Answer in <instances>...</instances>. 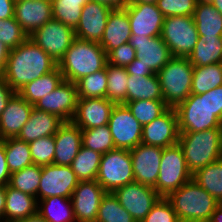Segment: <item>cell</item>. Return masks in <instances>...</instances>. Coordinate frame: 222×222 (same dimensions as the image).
Returning a JSON list of instances; mask_svg holds the SVG:
<instances>
[{
  "mask_svg": "<svg viewBox=\"0 0 222 222\" xmlns=\"http://www.w3.org/2000/svg\"><path fill=\"white\" fill-rule=\"evenodd\" d=\"M57 66L58 63L28 37L22 44L10 50L2 77L18 92L27 83L53 71Z\"/></svg>",
  "mask_w": 222,
  "mask_h": 222,
  "instance_id": "cell-1",
  "label": "cell"
},
{
  "mask_svg": "<svg viewBox=\"0 0 222 222\" xmlns=\"http://www.w3.org/2000/svg\"><path fill=\"white\" fill-rule=\"evenodd\" d=\"M107 53L97 42L75 38L58 63L64 80L76 83L82 77L106 67Z\"/></svg>",
  "mask_w": 222,
  "mask_h": 222,
  "instance_id": "cell-2",
  "label": "cell"
},
{
  "mask_svg": "<svg viewBox=\"0 0 222 222\" xmlns=\"http://www.w3.org/2000/svg\"><path fill=\"white\" fill-rule=\"evenodd\" d=\"M166 199L179 222H208L217 207V200L193 179L171 192Z\"/></svg>",
  "mask_w": 222,
  "mask_h": 222,
  "instance_id": "cell-3",
  "label": "cell"
},
{
  "mask_svg": "<svg viewBox=\"0 0 222 222\" xmlns=\"http://www.w3.org/2000/svg\"><path fill=\"white\" fill-rule=\"evenodd\" d=\"M178 144L183 151L188 170L194 174L222 158V128L179 132Z\"/></svg>",
  "mask_w": 222,
  "mask_h": 222,
  "instance_id": "cell-4",
  "label": "cell"
},
{
  "mask_svg": "<svg viewBox=\"0 0 222 222\" xmlns=\"http://www.w3.org/2000/svg\"><path fill=\"white\" fill-rule=\"evenodd\" d=\"M194 66L188 57H172L157 73L163 101L175 108L191 95Z\"/></svg>",
  "mask_w": 222,
  "mask_h": 222,
  "instance_id": "cell-5",
  "label": "cell"
},
{
  "mask_svg": "<svg viewBox=\"0 0 222 222\" xmlns=\"http://www.w3.org/2000/svg\"><path fill=\"white\" fill-rule=\"evenodd\" d=\"M179 132H197L222 128V121L213 114L209 94H191L175 107Z\"/></svg>",
  "mask_w": 222,
  "mask_h": 222,
  "instance_id": "cell-6",
  "label": "cell"
},
{
  "mask_svg": "<svg viewBox=\"0 0 222 222\" xmlns=\"http://www.w3.org/2000/svg\"><path fill=\"white\" fill-rule=\"evenodd\" d=\"M96 181L106 192L112 193L134 182L130 151L115 148L102 154Z\"/></svg>",
  "mask_w": 222,
  "mask_h": 222,
  "instance_id": "cell-7",
  "label": "cell"
},
{
  "mask_svg": "<svg viewBox=\"0 0 222 222\" xmlns=\"http://www.w3.org/2000/svg\"><path fill=\"white\" fill-rule=\"evenodd\" d=\"M192 179L180 145L177 143L163 148L156 191L161 197H167L183 184Z\"/></svg>",
  "mask_w": 222,
  "mask_h": 222,
  "instance_id": "cell-8",
  "label": "cell"
},
{
  "mask_svg": "<svg viewBox=\"0 0 222 222\" xmlns=\"http://www.w3.org/2000/svg\"><path fill=\"white\" fill-rule=\"evenodd\" d=\"M161 37L172 57H188L199 37L193 16L164 17Z\"/></svg>",
  "mask_w": 222,
  "mask_h": 222,
  "instance_id": "cell-9",
  "label": "cell"
},
{
  "mask_svg": "<svg viewBox=\"0 0 222 222\" xmlns=\"http://www.w3.org/2000/svg\"><path fill=\"white\" fill-rule=\"evenodd\" d=\"M29 38L55 62L59 63L76 37L73 28L52 18L31 34Z\"/></svg>",
  "mask_w": 222,
  "mask_h": 222,
  "instance_id": "cell-10",
  "label": "cell"
},
{
  "mask_svg": "<svg viewBox=\"0 0 222 222\" xmlns=\"http://www.w3.org/2000/svg\"><path fill=\"white\" fill-rule=\"evenodd\" d=\"M115 148L131 150L141 143L142 125L126 104H115L108 122Z\"/></svg>",
  "mask_w": 222,
  "mask_h": 222,
  "instance_id": "cell-11",
  "label": "cell"
},
{
  "mask_svg": "<svg viewBox=\"0 0 222 222\" xmlns=\"http://www.w3.org/2000/svg\"><path fill=\"white\" fill-rule=\"evenodd\" d=\"M113 194L136 222H141L161 198L153 187L135 181L117 188Z\"/></svg>",
  "mask_w": 222,
  "mask_h": 222,
  "instance_id": "cell-12",
  "label": "cell"
},
{
  "mask_svg": "<svg viewBox=\"0 0 222 222\" xmlns=\"http://www.w3.org/2000/svg\"><path fill=\"white\" fill-rule=\"evenodd\" d=\"M78 182L71 166L56 164L42 166L37 201L52 196L71 198Z\"/></svg>",
  "mask_w": 222,
  "mask_h": 222,
  "instance_id": "cell-13",
  "label": "cell"
},
{
  "mask_svg": "<svg viewBox=\"0 0 222 222\" xmlns=\"http://www.w3.org/2000/svg\"><path fill=\"white\" fill-rule=\"evenodd\" d=\"M127 10L131 37L161 36L164 16L156 3L129 2Z\"/></svg>",
  "mask_w": 222,
  "mask_h": 222,
  "instance_id": "cell-14",
  "label": "cell"
},
{
  "mask_svg": "<svg viewBox=\"0 0 222 222\" xmlns=\"http://www.w3.org/2000/svg\"><path fill=\"white\" fill-rule=\"evenodd\" d=\"M78 102L76 83L63 80L51 93L40 99L34 107L58 116L64 122L72 121Z\"/></svg>",
  "mask_w": 222,
  "mask_h": 222,
  "instance_id": "cell-15",
  "label": "cell"
},
{
  "mask_svg": "<svg viewBox=\"0 0 222 222\" xmlns=\"http://www.w3.org/2000/svg\"><path fill=\"white\" fill-rule=\"evenodd\" d=\"M131 154L134 181L156 190L163 148L159 146L138 144L129 150Z\"/></svg>",
  "mask_w": 222,
  "mask_h": 222,
  "instance_id": "cell-16",
  "label": "cell"
},
{
  "mask_svg": "<svg viewBox=\"0 0 222 222\" xmlns=\"http://www.w3.org/2000/svg\"><path fill=\"white\" fill-rule=\"evenodd\" d=\"M105 194L96 180L79 181L71 196L76 222H95Z\"/></svg>",
  "mask_w": 222,
  "mask_h": 222,
  "instance_id": "cell-17",
  "label": "cell"
},
{
  "mask_svg": "<svg viewBox=\"0 0 222 222\" xmlns=\"http://www.w3.org/2000/svg\"><path fill=\"white\" fill-rule=\"evenodd\" d=\"M178 117L175 108H169L160 117L142 126L141 143L162 148L178 143Z\"/></svg>",
  "mask_w": 222,
  "mask_h": 222,
  "instance_id": "cell-18",
  "label": "cell"
},
{
  "mask_svg": "<svg viewBox=\"0 0 222 222\" xmlns=\"http://www.w3.org/2000/svg\"><path fill=\"white\" fill-rule=\"evenodd\" d=\"M111 8L89 0L83 7L75 30L78 39L100 43Z\"/></svg>",
  "mask_w": 222,
  "mask_h": 222,
  "instance_id": "cell-19",
  "label": "cell"
},
{
  "mask_svg": "<svg viewBox=\"0 0 222 222\" xmlns=\"http://www.w3.org/2000/svg\"><path fill=\"white\" fill-rule=\"evenodd\" d=\"M14 18L30 36L53 18L51 0L15 1Z\"/></svg>",
  "mask_w": 222,
  "mask_h": 222,
  "instance_id": "cell-20",
  "label": "cell"
},
{
  "mask_svg": "<svg viewBox=\"0 0 222 222\" xmlns=\"http://www.w3.org/2000/svg\"><path fill=\"white\" fill-rule=\"evenodd\" d=\"M130 44L136 50V59L157 74L172 58L169 47L161 36L131 37Z\"/></svg>",
  "mask_w": 222,
  "mask_h": 222,
  "instance_id": "cell-21",
  "label": "cell"
},
{
  "mask_svg": "<svg viewBox=\"0 0 222 222\" xmlns=\"http://www.w3.org/2000/svg\"><path fill=\"white\" fill-rule=\"evenodd\" d=\"M114 105L107 98H78L72 122L81 130L107 125Z\"/></svg>",
  "mask_w": 222,
  "mask_h": 222,
  "instance_id": "cell-22",
  "label": "cell"
},
{
  "mask_svg": "<svg viewBox=\"0 0 222 222\" xmlns=\"http://www.w3.org/2000/svg\"><path fill=\"white\" fill-rule=\"evenodd\" d=\"M34 105L29 104L17 92L10 98L0 115V134L3 139L16 138L29 120Z\"/></svg>",
  "mask_w": 222,
  "mask_h": 222,
  "instance_id": "cell-23",
  "label": "cell"
},
{
  "mask_svg": "<svg viewBox=\"0 0 222 222\" xmlns=\"http://www.w3.org/2000/svg\"><path fill=\"white\" fill-rule=\"evenodd\" d=\"M54 164L70 166L82 146L81 129L72 121L64 122L54 135Z\"/></svg>",
  "mask_w": 222,
  "mask_h": 222,
  "instance_id": "cell-24",
  "label": "cell"
},
{
  "mask_svg": "<svg viewBox=\"0 0 222 222\" xmlns=\"http://www.w3.org/2000/svg\"><path fill=\"white\" fill-rule=\"evenodd\" d=\"M131 26L125 8L112 9L109 13L100 45L108 54L120 45L130 42Z\"/></svg>",
  "mask_w": 222,
  "mask_h": 222,
  "instance_id": "cell-25",
  "label": "cell"
},
{
  "mask_svg": "<svg viewBox=\"0 0 222 222\" xmlns=\"http://www.w3.org/2000/svg\"><path fill=\"white\" fill-rule=\"evenodd\" d=\"M63 123L64 121L58 116L33 107L29 120L16 138L29 143L42 137L52 136Z\"/></svg>",
  "mask_w": 222,
  "mask_h": 222,
  "instance_id": "cell-26",
  "label": "cell"
},
{
  "mask_svg": "<svg viewBox=\"0 0 222 222\" xmlns=\"http://www.w3.org/2000/svg\"><path fill=\"white\" fill-rule=\"evenodd\" d=\"M36 197L6 185L4 222H15L37 213Z\"/></svg>",
  "mask_w": 222,
  "mask_h": 222,
  "instance_id": "cell-27",
  "label": "cell"
},
{
  "mask_svg": "<svg viewBox=\"0 0 222 222\" xmlns=\"http://www.w3.org/2000/svg\"><path fill=\"white\" fill-rule=\"evenodd\" d=\"M134 100H163L157 74L146 77L128 74L127 102Z\"/></svg>",
  "mask_w": 222,
  "mask_h": 222,
  "instance_id": "cell-28",
  "label": "cell"
},
{
  "mask_svg": "<svg viewBox=\"0 0 222 222\" xmlns=\"http://www.w3.org/2000/svg\"><path fill=\"white\" fill-rule=\"evenodd\" d=\"M188 59L193 66L222 63V36H199Z\"/></svg>",
  "mask_w": 222,
  "mask_h": 222,
  "instance_id": "cell-29",
  "label": "cell"
},
{
  "mask_svg": "<svg viewBox=\"0 0 222 222\" xmlns=\"http://www.w3.org/2000/svg\"><path fill=\"white\" fill-rule=\"evenodd\" d=\"M37 213L47 222H76L71 198L52 196L38 200Z\"/></svg>",
  "mask_w": 222,
  "mask_h": 222,
  "instance_id": "cell-30",
  "label": "cell"
},
{
  "mask_svg": "<svg viewBox=\"0 0 222 222\" xmlns=\"http://www.w3.org/2000/svg\"><path fill=\"white\" fill-rule=\"evenodd\" d=\"M63 80V75L57 66L53 71L27 83L17 93L29 104L35 105L45 95L55 90Z\"/></svg>",
  "mask_w": 222,
  "mask_h": 222,
  "instance_id": "cell-31",
  "label": "cell"
},
{
  "mask_svg": "<svg viewBox=\"0 0 222 222\" xmlns=\"http://www.w3.org/2000/svg\"><path fill=\"white\" fill-rule=\"evenodd\" d=\"M193 18L199 36H222V14L212 3L198 1Z\"/></svg>",
  "mask_w": 222,
  "mask_h": 222,
  "instance_id": "cell-32",
  "label": "cell"
},
{
  "mask_svg": "<svg viewBox=\"0 0 222 222\" xmlns=\"http://www.w3.org/2000/svg\"><path fill=\"white\" fill-rule=\"evenodd\" d=\"M222 85V63L194 66L191 94H203Z\"/></svg>",
  "mask_w": 222,
  "mask_h": 222,
  "instance_id": "cell-33",
  "label": "cell"
},
{
  "mask_svg": "<svg viewBox=\"0 0 222 222\" xmlns=\"http://www.w3.org/2000/svg\"><path fill=\"white\" fill-rule=\"evenodd\" d=\"M102 154L81 146L71 163V169L78 181L96 180Z\"/></svg>",
  "mask_w": 222,
  "mask_h": 222,
  "instance_id": "cell-34",
  "label": "cell"
},
{
  "mask_svg": "<svg viewBox=\"0 0 222 222\" xmlns=\"http://www.w3.org/2000/svg\"><path fill=\"white\" fill-rule=\"evenodd\" d=\"M192 179L219 200L222 197V158L197 170Z\"/></svg>",
  "mask_w": 222,
  "mask_h": 222,
  "instance_id": "cell-35",
  "label": "cell"
},
{
  "mask_svg": "<svg viewBox=\"0 0 222 222\" xmlns=\"http://www.w3.org/2000/svg\"><path fill=\"white\" fill-rule=\"evenodd\" d=\"M107 72V92L106 98L115 104H125L127 102L128 73L125 67L106 64Z\"/></svg>",
  "mask_w": 222,
  "mask_h": 222,
  "instance_id": "cell-36",
  "label": "cell"
},
{
  "mask_svg": "<svg viewBox=\"0 0 222 222\" xmlns=\"http://www.w3.org/2000/svg\"><path fill=\"white\" fill-rule=\"evenodd\" d=\"M4 146L10 173L20 171L33 164L29 143L17 138H6Z\"/></svg>",
  "mask_w": 222,
  "mask_h": 222,
  "instance_id": "cell-37",
  "label": "cell"
},
{
  "mask_svg": "<svg viewBox=\"0 0 222 222\" xmlns=\"http://www.w3.org/2000/svg\"><path fill=\"white\" fill-rule=\"evenodd\" d=\"M41 173L42 167L32 164L20 171L11 173L8 185L16 190L32 195L37 199Z\"/></svg>",
  "mask_w": 222,
  "mask_h": 222,
  "instance_id": "cell-38",
  "label": "cell"
},
{
  "mask_svg": "<svg viewBox=\"0 0 222 222\" xmlns=\"http://www.w3.org/2000/svg\"><path fill=\"white\" fill-rule=\"evenodd\" d=\"M76 85L78 98H106L108 85L106 67L82 77Z\"/></svg>",
  "mask_w": 222,
  "mask_h": 222,
  "instance_id": "cell-39",
  "label": "cell"
},
{
  "mask_svg": "<svg viewBox=\"0 0 222 222\" xmlns=\"http://www.w3.org/2000/svg\"><path fill=\"white\" fill-rule=\"evenodd\" d=\"M125 104L142 126L160 117L170 108L163 100H134Z\"/></svg>",
  "mask_w": 222,
  "mask_h": 222,
  "instance_id": "cell-40",
  "label": "cell"
},
{
  "mask_svg": "<svg viewBox=\"0 0 222 222\" xmlns=\"http://www.w3.org/2000/svg\"><path fill=\"white\" fill-rule=\"evenodd\" d=\"M95 222H136L112 192L103 196Z\"/></svg>",
  "mask_w": 222,
  "mask_h": 222,
  "instance_id": "cell-41",
  "label": "cell"
},
{
  "mask_svg": "<svg viewBox=\"0 0 222 222\" xmlns=\"http://www.w3.org/2000/svg\"><path fill=\"white\" fill-rule=\"evenodd\" d=\"M89 0H51L53 19L75 29L81 17L82 7Z\"/></svg>",
  "mask_w": 222,
  "mask_h": 222,
  "instance_id": "cell-42",
  "label": "cell"
},
{
  "mask_svg": "<svg viewBox=\"0 0 222 222\" xmlns=\"http://www.w3.org/2000/svg\"><path fill=\"white\" fill-rule=\"evenodd\" d=\"M82 146L104 154L115 149L108 125L81 130Z\"/></svg>",
  "mask_w": 222,
  "mask_h": 222,
  "instance_id": "cell-43",
  "label": "cell"
},
{
  "mask_svg": "<svg viewBox=\"0 0 222 222\" xmlns=\"http://www.w3.org/2000/svg\"><path fill=\"white\" fill-rule=\"evenodd\" d=\"M33 164L47 166L54 164L55 141L54 135L42 137L29 142Z\"/></svg>",
  "mask_w": 222,
  "mask_h": 222,
  "instance_id": "cell-44",
  "label": "cell"
},
{
  "mask_svg": "<svg viewBox=\"0 0 222 222\" xmlns=\"http://www.w3.org/2000/svg\"><path fill=\"white\" fill-rule=\"evenodd\" d=\"M28 37L14 17L0 19V41L10 50L22 44Z\"/></svg>",
  "mask_w": 222,
  "mask_h": 222,
  "instance_id": "cell-45",
  "label": "cell"
},
{
  "mask_svg": "<svg viewBox=\"0 0 222 222\" xmlns=\"http://www.w3.org/2000/svg\"><path fill=\"white\" fill-rule=\"evenodd\" d=\"M198 0H157V8L164 17L193 16Z\"/></svg>",
  "mask_w": 222,
  "mask_h": 222,
  "instance_id": "cell-46",
  "label": "cell"
},
{
  "mask_svg": "<svg viewBox=\"0 0 222 222\" xmlns=\"http://www.w3.org/2000/svg\"><path fill=\"white\" fill-rule=\"evenodd\" d=\"M141 222H179L171 203L161 197Z\"/></svg>",
  "mask_w": 222,
  "mask_h": 222,
  "instance_id": "cell-47",
  "label": "cell"
},
{
  "mask_svg": "<svg viewBox=\"0 0 222 222\" xmlns=\"http://www.w3.org/2000/svg\"><path fill=\"white\" fill-rule=\"evenodd\" d=\"M135 58L136 50L127 42L107 54V63L126 68Z\"/></svg>",
  "mask_w": 222,
  "mask_h": 222,
  "instance_id": "cell-48",
  "label": "cell"
},
{
  "mask_svg": "<svg viewBox=\"0 0 222 222\" xmlns=\"http://www.w3.org/2000/svg\"><path fill=\"white\" fill-rule=\"evenodd\" d=\"M213 114L222 121V85L207 92Z\"/></svg>",
  "mask_w": 222,
  "mask_h": 222,
  "instance_id": "cell-49",
  "label": "cell"
},
{
  "mask_svg": "<svg viewBox=\"0 0 222 222\" xmlns=\"http://www.w3.org/2000/svg\"><path fill=\"white\" fill-rule=\"evenodd\" d=\"M10 170L7 165V159L5 154L4 139L0 143V186H6L10 181Z\"/></svg>",
  "mask_w": 222,
  "mask_h": 222,
  "instance_id": "cell-50",
  "label": "cell"
},
{
  "mask_svg": "<svg viewBox=\"0 0 222 222\" xmlns=\"http://www.w3.org/2000/svg\"><path fill=\"white\" fill-rule=\"evenodd\" d=\"M15 93L16 92L6 83L3 77L0 76V115Z\"/></svg>",
  "mask_w": 222,
  "mask_h": 222,
  "instance_id": "cell-51",
  "label": "cell"
},
{
  "mask_svg": "<svg viewBox=\"0 0 222 222\" xmlns=\"http://www.w3.org/2000/svg\"><path fill=\"white\" fill-rule=\"evenodd\" d=\"M126 70L129 75H140L146 77L154 74L148 67L139 62V59L136 58L126 67Z\"/></svg>",
  "mask_w": 222,
  "mask_h": 222,
  "instance_id": "cell-52",
  "label": "cell"
},
{
  "mask_svg": "<svg viewBox=\"0 0 222 222\" xmlns=\"http://www.w3.org/2000/svg\"><path fill=\"white\" fill-rule=\"evenodd\" d=\"M15 0H0V19L14 17Z\"/></svg>",
  "mask_w": 222,
  "mask_h": 222,
  "instance_id": "cell-53",
  "label": "cell"
},
{
  "mask_svg": "<svg viewBox=\"0 0 222 222\" xmlns=\"http://www.w3.org/2000/svg\"><path fill=\"white\" fill-rule=\"evenodd\" d=\"M9 52L10 49L0 41V76H2L6 70Z\"/></svg>",
  "mask_w": 222,
  "mask_h": 222,
  "instance_id": "cell-54",
  "label": "cell"
},
{
  "mask_svg": "<svg viewBox=\"0 0 222 222\" xmlns=\"http://www.w3.org/2000/svg\"><path fill=\"white\" fill-rule=\"evenodd\" d=\"M92 1H96L111 9L124 8L129 3V0H92Z\"/></svg>",
  "mask_w": 222,
  "mask_h": 222,
  "instance_id": "cell-55",
  "label": "cell"
},
{
  "mask_svg": "<svg viewBox=\"0 0 222 222\" xmlns=\"http://www.w3.org/2000/svg\"><path fill=\"white\" fill-rule=\"evenodd\" d=\"M6 186H0V222H4Z\"/></svg>",
  "mask_w": 222,
  "mask_h": 222,
  "instance_id": "cell-56",
  "label": "cell"
},
{
  "mask_svg": "<svg viewBox=\"0 0 222 222\" xmlns=\"http://www.w3.org/2000/svg\"><path fill=\"white\" fill-rule=\"evenodd\" d=\"M15 222H47V221L41 215L36 213L32 216H28L25 219L18 220V221H15Z\"/></svg>",
  "mask_w": 222,
  "mask_h": 222,
  "instance_id": "cell-57",
  "label": "cell"
},
{
  "mask_svg": "<svg viewBox=\"0 0 222 222\" xmlns=\"http://www.w3.org/2000/svg\"><path fill=\"white\" fill-rule=\"evenodd\" d=\"M208 222H222V209L217 206Z\"/></svg>",
  "mask_w": 222,
  "mask_h": 222,
  "instance_id": "cell-58",
  "label": "cell"
},
{
  "mask_svg": "<svg viewBox=\"0 0 222 222\" xmlns=\"http://www.w3.org/2000/svg\"><path fill=\"white\" fill-rule=\"evenodd\" d=\"M212 4L222 14V0H214Z\"/></svg>",
  "mask_w": 222,
  "mask_h": 222,
  "instance_id": "cell-59",
  "label": "cell"
},
{
  "mask_svg": "<svg viewBox=\"0 0 222 222\" xmlns=\"http://www.w3.org/2000/svg\"><path fill=\"white\" fill-rule=\"evenodd\" d=\"M129 2H147V3H156L157 0H129Z\"/></svg>",
  "mask_w": 222,
  "mask_h": 222,
  "instance_id": "cell-60",
  "label": "cell"
},
{
  "mask_svg": "<svg viewBox=\"0 0 222 222\" xmlns=\"http://www.w3.org/2000/svg\"><path fill=\"white\" fill-rule=\"evenodd\" d=\"M217 206H218L220 209H222V197H221L219 200H217Z\"/></svg>",
  "mask_w": 222,
  "mask_h": 222,
  "instance_id": "cell-61",
  "label": "cell"
},
{
  "mask_svg": "<svg viewBox=\"0 0 222 222\" xmlns=\"http://www.w3.org/2000/svg\"><path fill=\"white\" fill-rule=\"evenodd\" d=\"M199 2H204V3H213L214 0H198Z\"/></svg>",
  "mask_w": 222,
  "mask_h": 222,
  "instance_id": "cell-62",
  "label": "cell"
},
{
  "mask_svg": "<svg viewBox=\"0 0 222 222\" xmlns=\"http://www.w3.org/2000/svg\"><path fill=\"white\" fill-rule=\"evenodd\" d=\"M3 141V138L1 137V134H0V143Z\"/></svg>",
  "mask_w": 222,
  "mask_h": 222,
  "instance_id": "cell-63",
  "label": "cell"
}]
</instances>
